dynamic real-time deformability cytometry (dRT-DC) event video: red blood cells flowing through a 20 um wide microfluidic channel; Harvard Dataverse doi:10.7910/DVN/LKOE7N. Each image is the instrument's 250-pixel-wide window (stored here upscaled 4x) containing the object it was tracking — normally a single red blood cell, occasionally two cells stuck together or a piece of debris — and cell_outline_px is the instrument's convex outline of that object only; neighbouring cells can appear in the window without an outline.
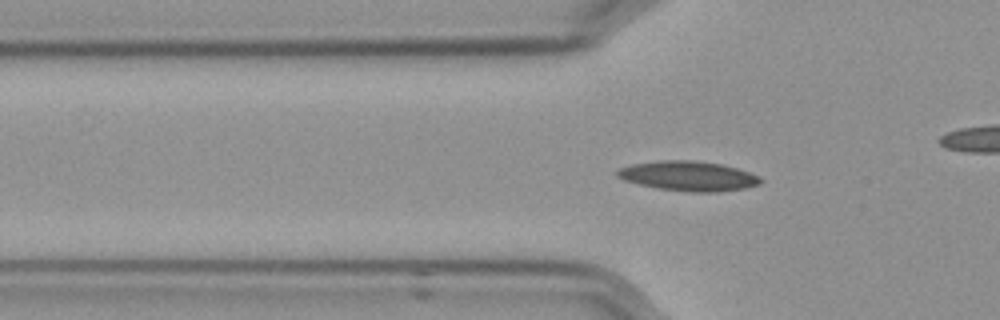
{"species": "Egyptian fruit bat (a non-hibernating species)", "species_latin": "Rousettus aegyptiacus", "temperature_condition": "cold", "stored_images_in_passage": 46, "camera_frame_rate_fps": 3000, "um_per_image_px": 0.085, "frame": {"image": 1, "passage_image": 7, "time_ms": 2.0, "image_size_px": [1000, 320], "cell_outline_px": [[764, 180], [760, 184], [744, 188], [720, 192], [688, 192], [660, 188], [640, 184], [624, 180], [616, 176], [616, 172], [620, 168], [632, 164], [660, 160], [692, 160], [720, 164], [736, 168], [760, 176]], "centroid_in_image_um": [58.53, 14.96], "position_along_channel_um": 67.3, "area_um2": 24.74}}
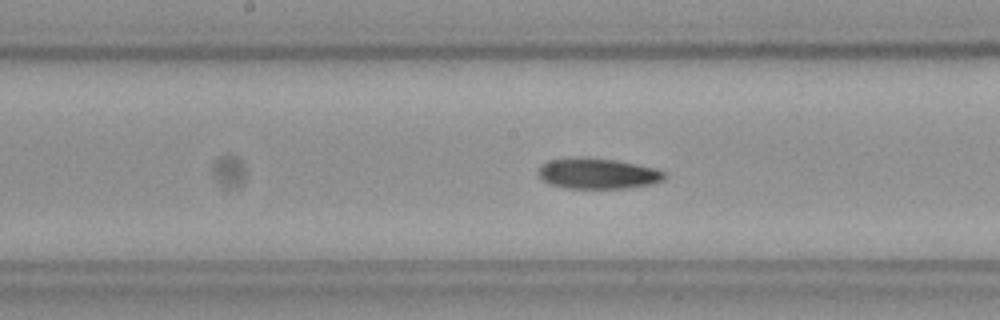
{"frame": {"image": 2, "passage_image": 18, "time_ms": 5.667, "image_size_px": [1000, 320], "cell_outline_px": [[668, 176], [664, 180], [652, 184], [624, 188], [568, 188], [552, 184], [544, 180], [536, 172], [540, 164], [548, 160], [580, 156], [616, 160], [636, 164], [652, 168], [664, 172]], "centroid_in_image_um": [50.78, 14.73], "position_along_channel_um": 197.4, "area_um2": 22.6}}
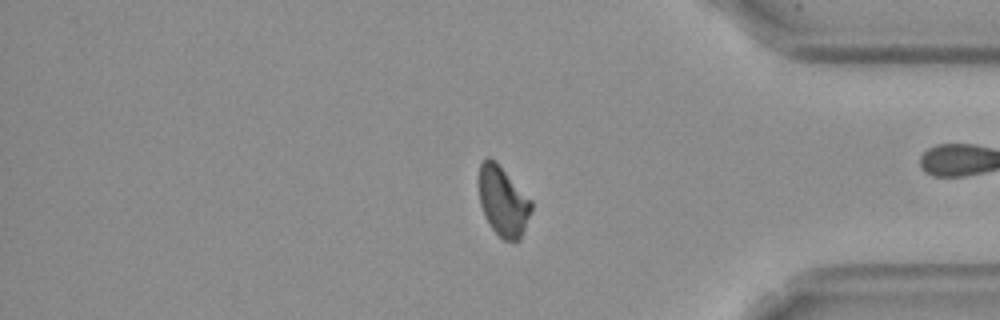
{"frame": {"image": 3, "passage_image": 36, "time_ms": 11.667, "image_size_px": [1000, 320], "cell_outline_px": [[532, 208], [524, 232], [520, 240], [504, 240], [492, 228], [480, 204], [480, 164], [488, 156], [496, 160], [532, 200]], "centroid_in_image_um": [42.79, 17.09], "position_along_channel_um": 392.4, "area_um2": 21.1}}